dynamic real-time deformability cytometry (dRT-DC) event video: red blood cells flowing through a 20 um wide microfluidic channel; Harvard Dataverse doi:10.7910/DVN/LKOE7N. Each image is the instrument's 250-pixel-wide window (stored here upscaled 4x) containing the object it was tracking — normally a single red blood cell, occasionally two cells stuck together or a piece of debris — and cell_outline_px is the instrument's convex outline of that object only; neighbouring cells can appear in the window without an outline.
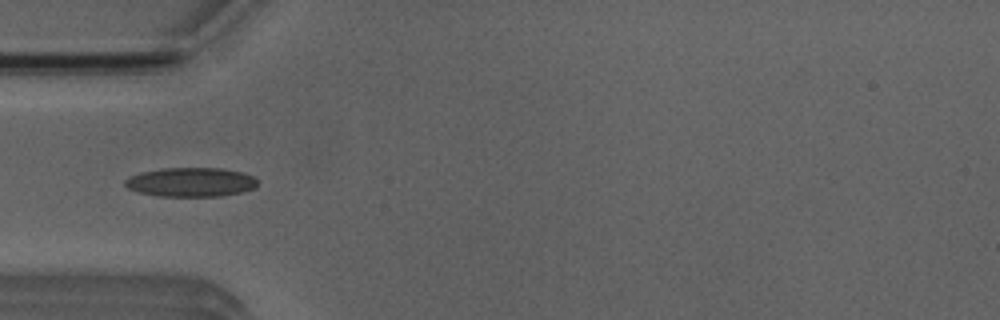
{"species": "Egyptian fruit bat (a non-hibernating species)", "species_latin": "Rousettus aegyptiacus", "temperature_condition": "room temperature", "stored_images_in_passage": 6, "camera_frame_rate_fps": 3000, "um_per_image_px": 0.085, "animal": {"sex": "male"}, "frame": {"image": 1, "passage_image": 5, "time_ms": 4.667, "image_size_px": [1000, 320], "cell_outline_px": [[256, 184], [252, 188], [240, 192], [220, 196], [156, 196], [136, 192], [128, 188], [124, 184], [124, 180], [140, 172], [160, 168], [220, 168], [244, 172], [252, 176], [256, 180]], "centroid_in_image_um": [16.17, 15.48], "position_along_channel_um": 68.8, "area_um2": 22.48}}